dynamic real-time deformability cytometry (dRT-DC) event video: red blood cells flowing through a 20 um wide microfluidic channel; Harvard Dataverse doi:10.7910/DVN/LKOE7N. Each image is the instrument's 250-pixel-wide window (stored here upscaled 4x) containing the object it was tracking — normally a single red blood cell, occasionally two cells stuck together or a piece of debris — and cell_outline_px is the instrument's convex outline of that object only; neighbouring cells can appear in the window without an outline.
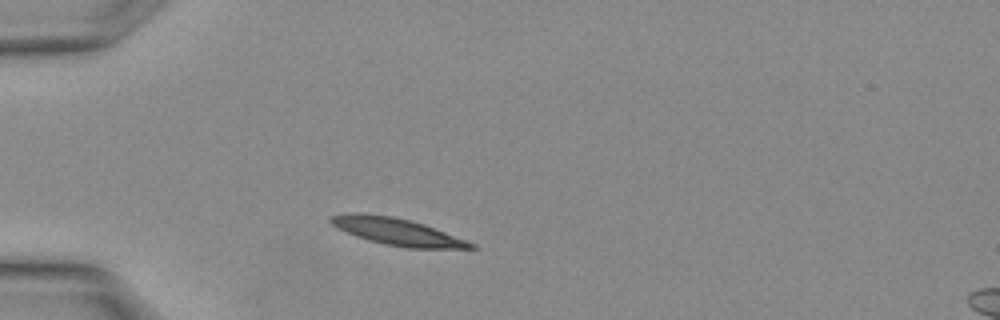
{"species": "Egyptian fruit bat (a non-hibernating species)", "species_latin": "Rousettus aegyptiacus", "temperature_condition": "warm", "stored_images_in_passage": 6, "camera_frame_rate_fps": 3000, "um_per_image_px": 0.085, "animal": {"sex": "female"}, "frame": {"image": 1, "passage_image": 1, "time_ms": 0.0, "image_size_px": [1000, 320], "cell_outline_px": [[476, 248], [408, 248], [384, 244], [368, 240], [356, 236], [332, 224], [328, 220], [328, 216], [348, 212], [360, 212], [392, 216], [412, 220], [424, 224], [476, 244]], "centroid_in_image_um": [33.71, 19.67], "position_along_channel_um": 51.3, "area_um2": 21.96}}
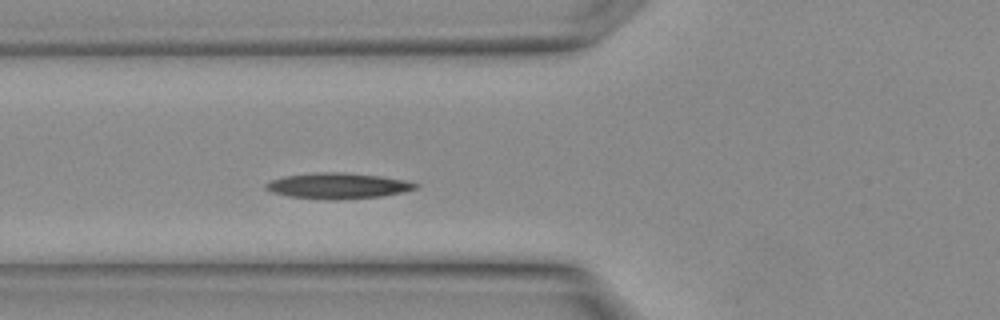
{"frame": {"image": 2, "passage_image": 4, "time_ms": 1.0, "image_size_px": [1000, 320], "cell_outline_px": [[420, 184], [416, 188], [404, 192], [380, 196], [336, 200], [328, 200], [288, 196], [272, 192], [264, 188], [264, 184], [272, 180], [284, 176], [316, 172], [344, 172], [380, 176], [404, 180]], "centroid_in_image_um": [28.7, 15.79], "position_along_channel_um": 97.1, "area_um2": 22.48}}
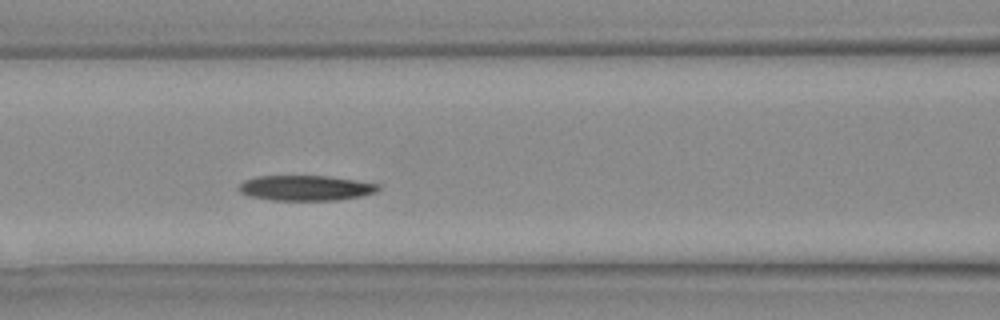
{"frame": {"image": 3, "passage_image": 6, "time_ms": 1.667, "image_size_px": [1000, 320], "cell_outline_px": [[380, 188], [376, 192], [360, 196], [336, 200], [272, 200], [252, 196], [240, 192], [236, 188], [244, 180], [256, 176], [328, 176], [356, 180], [380, 184]], "centroid_in_image_um": [25.98, 15.97], "position_along_channel_um": 140.6, "area_um2": 20.46}}